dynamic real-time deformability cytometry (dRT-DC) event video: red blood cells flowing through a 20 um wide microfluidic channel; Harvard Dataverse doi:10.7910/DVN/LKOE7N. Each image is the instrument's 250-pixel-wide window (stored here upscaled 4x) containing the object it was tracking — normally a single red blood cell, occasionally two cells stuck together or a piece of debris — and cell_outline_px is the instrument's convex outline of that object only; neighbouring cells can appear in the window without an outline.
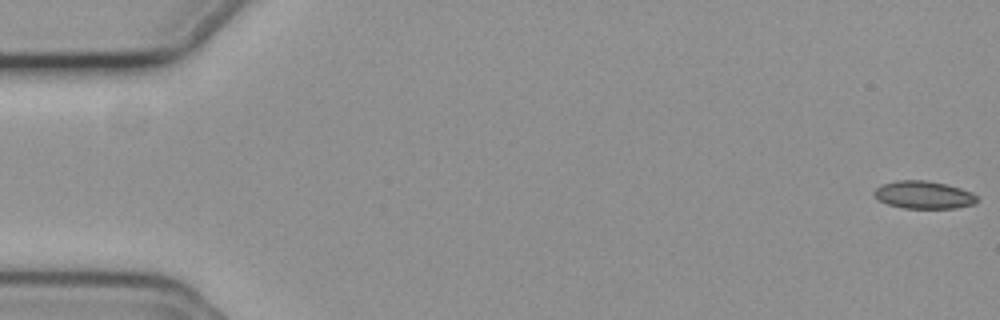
{"species": "common noctule bat (a hibernating species)", "species_latin": "Nyctalus noctula", "temperature_condition": "cold", "stored_images_in_passage": 9, "camera_frame_rate_fps": 3000, "um_per_image_px": 0.085, "animal": {"sex": "female", "body_mass_g": 19.3, "forearm_length_mm": 54.1}, "frame": {"image": 1, "passage_image": 1, "time_ms": 0.0, "image_size_px": [1000, 320], "cell_outline_px": [[980, 200], [976, 204], [956, 208], [904, 208], [888, 204], [880, 200], [872, 192], [876, 188], [884, 184], [896, 180], [924, 180], [944, 184], [960, 188], [972, 192]], "centroid_in_image_um": [78.56, 16.57], "position_along_channel_um": 6.4, "area_um2": 16.53}}